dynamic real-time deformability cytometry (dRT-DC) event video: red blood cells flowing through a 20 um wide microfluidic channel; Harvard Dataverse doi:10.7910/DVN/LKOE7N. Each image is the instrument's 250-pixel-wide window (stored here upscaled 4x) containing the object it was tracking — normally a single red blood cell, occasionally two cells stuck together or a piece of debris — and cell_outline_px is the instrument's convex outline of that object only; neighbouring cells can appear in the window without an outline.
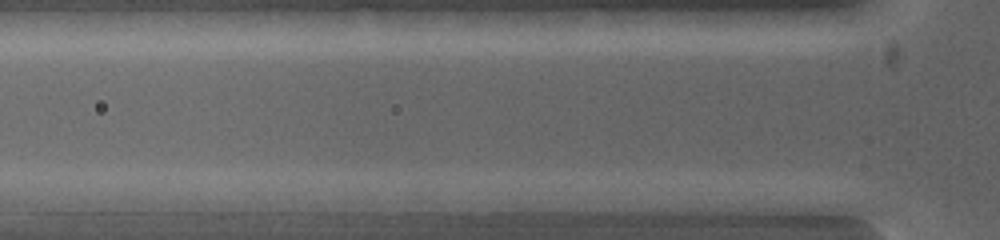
{"species": "common noctule bat (a hibernating species)", "species_latin": "Nyctalus noctula", "temperature_condition": "warm", "stored_images_in_passage": 6, "camera_frame_rate_fps": 5000, "um_per_image_px": 0.085, "animal": {"sex": "female", "body_mass_g": 19.0, "forearm_length_mm": 53.3}, "frame": {"image": 1, "passage_image": 3, "time_ms": 0.4, "image_size_px": [1000, 240], "cell_outline_px": [[584, 200], [572, 212], [496, 212], [488, 200], [520, 192], [556, 192]], "centroid_in_image_um": [45.53, 17.23], "position_along_channel_um": 80.3, "area_um2": 11.27}}